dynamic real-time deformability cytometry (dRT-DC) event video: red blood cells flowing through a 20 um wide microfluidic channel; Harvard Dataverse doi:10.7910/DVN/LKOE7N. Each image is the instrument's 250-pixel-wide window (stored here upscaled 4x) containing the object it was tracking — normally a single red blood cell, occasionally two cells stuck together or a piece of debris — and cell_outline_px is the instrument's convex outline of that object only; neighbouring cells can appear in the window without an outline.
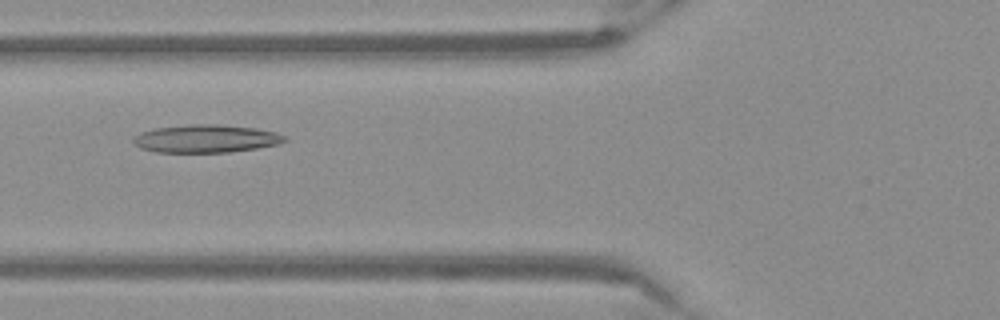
{"species": "Egyptian fruit bat (a non-hibernating species)", "species_latin": "Rousettus aegyptiacus", "temperature_condition": "warm", "stored_images_in_passage": 52, "camera_frame_rate_fps": 3000, "um_per_image_px": 0.085, "frame": {"image": 1, "passage_image": 20, "time_ms": 6.333, "image_size_px": [1000, 320], "cell_outline_px": [[288, 140], [280, 144], [256, 148], [228, 152], [156, 152], [140, 148], [132, 144], [132, 136], [140, 132], [152, 128], [188, 124], [220, 124], [256, 128], [276, 132], [284, 136]], "centroid_in_image_um": [17.45, 11.77], "position_along_channel_um": 108.3, "area_um2": 24.97}}
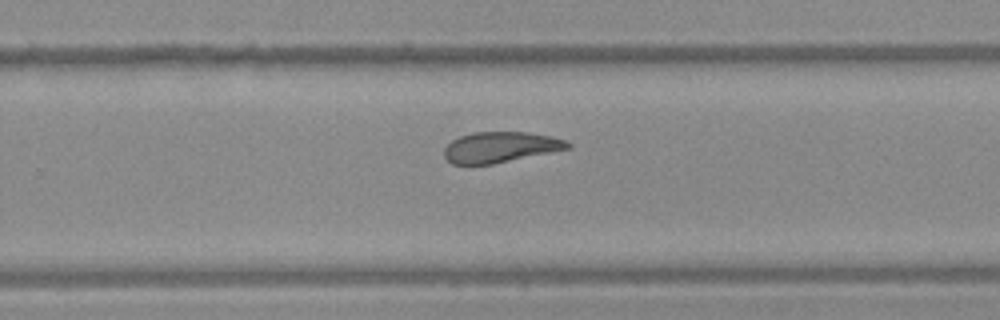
{"frame": {"image": 2, "passage_image": 34, "time_ms": 11.0, "image_size_px": [1000, 320], "cell_outline_px": [[572, 148], [492, 164], [452, 164], [444, 156], [444, 148], [452, 140], [460, 136], [472, 132], [528, 132], [552, 136], [564, 140], [572, 144]], "centroid_in_image_um": [42.55, 12.5], "position_along_channel_um": 287.3, "area_um2": 22.08}}
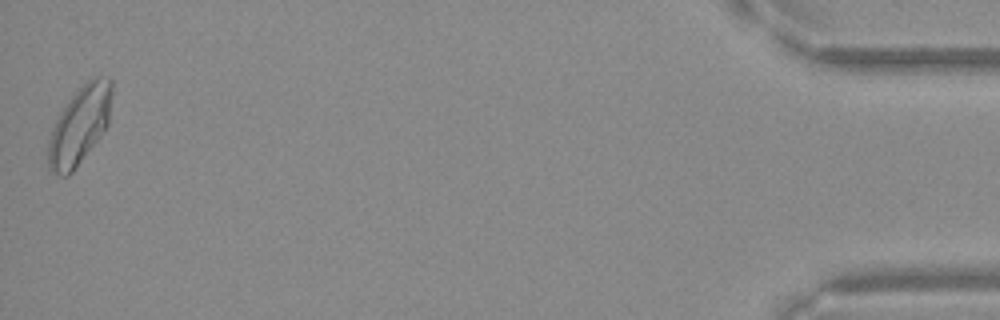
{"frame": {"image": 3, "passage_image": 52, "time_ms": 17.0, "image_size_px": [1000, 320], "cell_outline_px": [[112, 92], [108, 124], [100, 136], [72, 172], [68, 176], [60, 176], [52, 172], [48, 168], [48, 140], [52, 128], [60, 112], [68, 100], [92, 76], [108, 76], [112, 80]], "centroid_in_image_um": [6.77, 10.64], "position_along_channel_um": 428.4, "area_um2": 28.73}}